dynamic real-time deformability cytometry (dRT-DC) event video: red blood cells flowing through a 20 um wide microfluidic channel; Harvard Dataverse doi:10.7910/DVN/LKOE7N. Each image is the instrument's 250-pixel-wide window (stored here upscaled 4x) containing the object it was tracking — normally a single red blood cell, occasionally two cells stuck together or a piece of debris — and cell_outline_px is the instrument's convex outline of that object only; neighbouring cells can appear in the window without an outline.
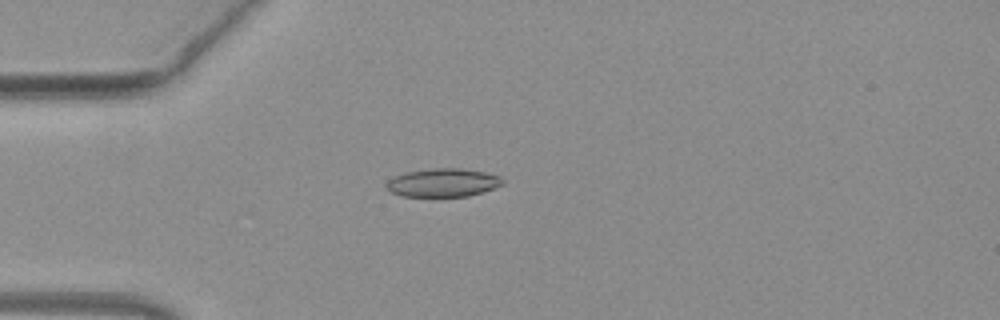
{"species": "common noctule bat (a hibernating species)", "species_latin": "Nyctalus noctula", "temperature_condition": "warm", "stored_images_in_passage": 51, "camera_frame_rate_fps": 3000, "um_per_image_px": 0.085, "animal": {"sex": "female", "body_mass_g": 19.3, "forearm_length_mm": 54.1}, "frame": {"image": 1, "passage_image": 14, "time_ms": 4.333, "image_size_px": [1000, 320], "cell_outline_px": [[504, 184], [468, 196], [404, 196], [388, 192], [384, 184], [392, 176], [408, 172], [432, 168], [460, 168], [484, 172], [500, 176], [504, 180]], "centroid_in_image_um": [37.6, 15.52], "position_along_channel_um": 47.4, "area_um2": 19.19}}
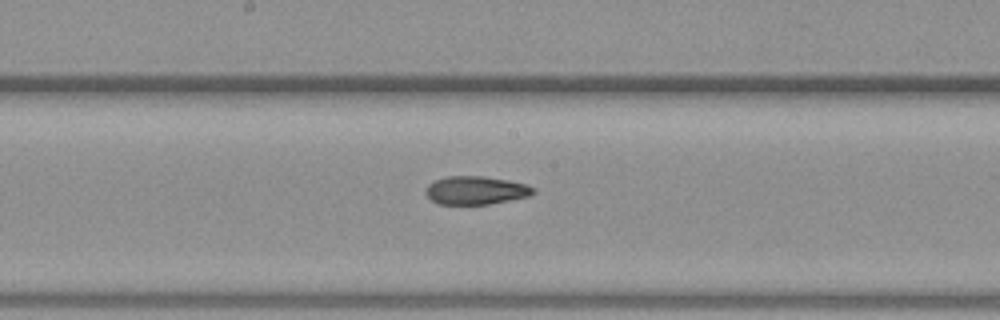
{"frame": {"image": 2, "passage_image": 27, "time_ms": 8.667, "image_size_px": [1000, 320], "cell_outline_px": [[536, 192], [528, 196], [488, 204], [440, 204], [432, 200], [424, 192], [428, 184], [444, 176], [484, 176], [508, 180], [528, 184], [536, 188]], "centroid_in_image_um": [40.46, 16.16], "position_along_channel_um": 207.7, "area_um2": 17.74}}
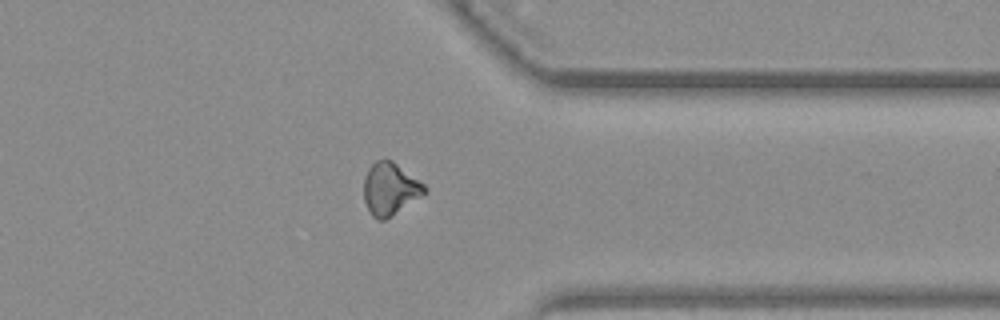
{"frame": {"image": 3, "passage_image": 40, "time_ms": 13.0, "image_size_px": [1000, 320], "cell_outline_px": [[428, 192], [424, 196], [384, 220], [376, 220], [372, 216], [364, 200], [364, 176], [368, 168], [376, 160], [392, 160], [424, 184], [428, 188]], "centroid_in_image_um": [33.18, 16.07], "position_along_channel_um": 378.2, "area_um2": 18.67}, "authors_computed_cell_mechanics": {"area_um2": 18.496, "velocity_mm_per_s": 4.076, "shape_relaxation_time_tau1_ms": null, "shape_relaxation_time_tau2_ms": 2.5963, "deformation_change_tau1": null, "deformation_change_tau2": 0.0862}}